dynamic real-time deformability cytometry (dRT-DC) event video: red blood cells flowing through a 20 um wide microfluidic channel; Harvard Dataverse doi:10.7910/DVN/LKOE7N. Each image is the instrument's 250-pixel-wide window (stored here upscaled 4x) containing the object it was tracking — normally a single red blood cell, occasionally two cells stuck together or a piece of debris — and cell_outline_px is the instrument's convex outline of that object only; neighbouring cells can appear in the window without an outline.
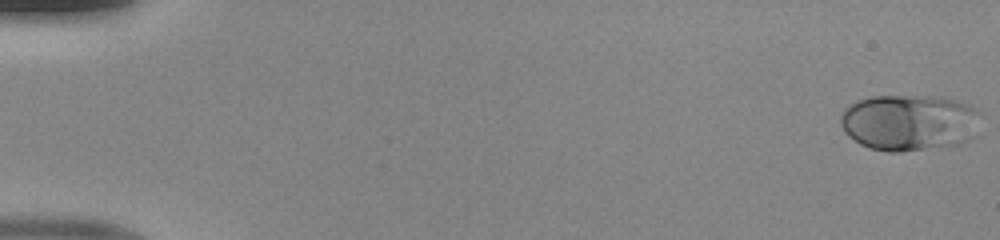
{"species": "human", "species_latin": "Homo sapiens", "temperature_condition": "room temperature", "stored_images_in_passage": 50, "camera_frame_rate_fps": 3000, "um_per_image_px": 0.085, "donor": {"sex": "male"}, "frame": {"image": 1, "passage_image": 1, "time_ms": 0.0, "image_size_px": [1000, 240], "cell_outline_px": [[980, 112], [976, 136], [960, 144], [900, 152], [888, 152], [872, 148], [860, 144], [848, 136], [844, 132], [840, 124], [840, 116], [844, 108], [860, 100], [872, 96], [936, 96], [956, 100], [968, 104], [976, 108]], "centroid_in_image_um": [77.3, 10.41], "position_along_channel_um": 7.7, "area_um2": 46.36}}
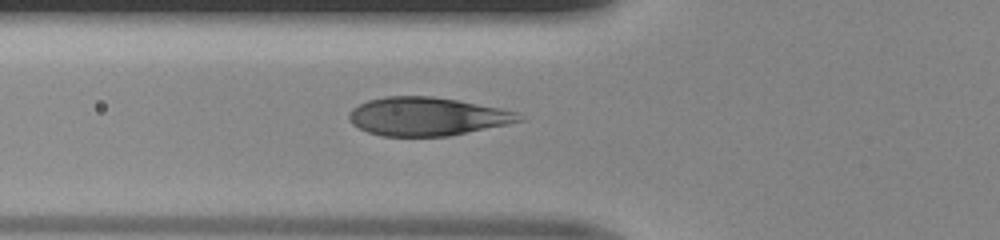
{"frame": {"image": 2, "passage_image": 19, "time_ms": 6.0, "image_size_px": [1000, 240], "cell_outline_px": [[524, 120], [508, 124], [448, 136], [380, 136], [368, 132], [352, 124], [348, 120], [348, 112], [352, 108], [368, 100], [384, 96], [432, 96], [456, 100], [500, 108], [520, 112]], "centroid_in_image_um": [36.28, 9.9], "position_along_channel_um": 89.5, "area_um2": 38.09}}
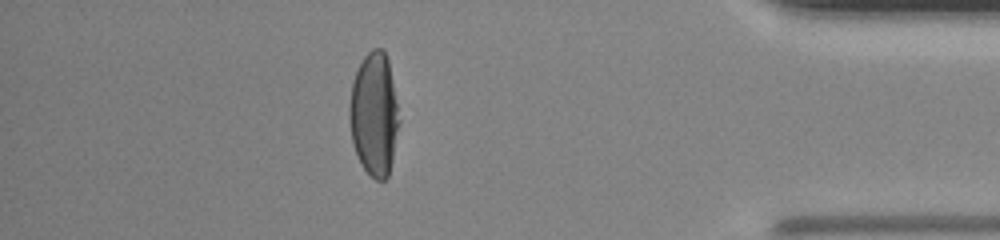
{"frame": {"image": 3, "passage_image": 44, "time_ms": 14.333, "image_size_px": [1000, 240], "cell_outline_px": [[400, 120], [392, 160], [388, 176], [384, 180], [376, 180], [360, 164], [352, 140], [348, 116], [348, 104], [352, 84], [356, 72], [364, 56], [372, 48], [380, 48], [384, 52], [388, 60]], "centroid_in_image_um": [31.79, 9.72], "position_along_channel_um": 403.4, "area_um2": 35.55}}